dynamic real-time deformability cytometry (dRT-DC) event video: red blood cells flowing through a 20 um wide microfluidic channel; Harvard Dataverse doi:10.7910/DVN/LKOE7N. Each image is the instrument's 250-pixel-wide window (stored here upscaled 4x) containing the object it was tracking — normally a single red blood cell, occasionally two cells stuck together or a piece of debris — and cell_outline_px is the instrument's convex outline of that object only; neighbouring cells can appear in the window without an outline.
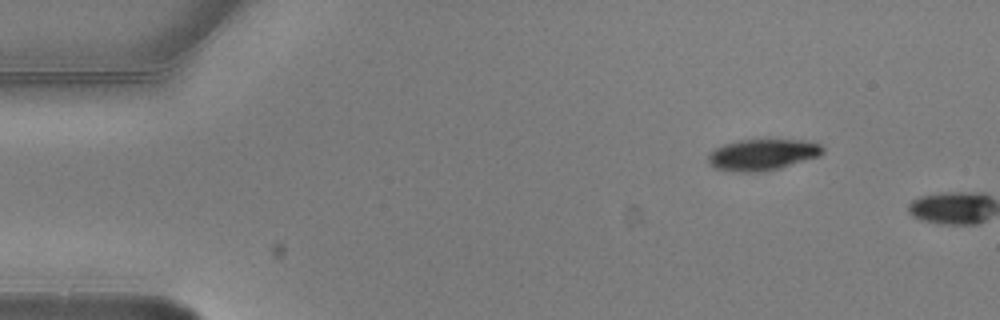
{"species": "common noctule bat (a hibernating species)", "species_latin": "Nyctalus noctula", "temperature_condition": "warm", "stored_images_in_passage": 6, "segment_of_instrument_passage": [2, 2], "camera_frame_rate_fps": 3000, "um_per_image_px": 0.085, "animal": {"sex": "male", "body_mass_g": 20.5, "forearm_length_mm": 52.5}, "frame": {"image": 1, "passage_image": 6, "time_ms": 1.667, "image_size_px": [1000, 320], "cell_outline_px": [[824, 152], [820, 156], [780, 168], [760, 172], [740, 172], [716, 168], [708, 164], [708, 152], [724, 144], [740, 140], [804, 140], [820, 144], [824, 148]], "centroid_in_image_um": [64.81, 13.15], "position_along_channel_um": 20.2, "area_um2": 20.87}}